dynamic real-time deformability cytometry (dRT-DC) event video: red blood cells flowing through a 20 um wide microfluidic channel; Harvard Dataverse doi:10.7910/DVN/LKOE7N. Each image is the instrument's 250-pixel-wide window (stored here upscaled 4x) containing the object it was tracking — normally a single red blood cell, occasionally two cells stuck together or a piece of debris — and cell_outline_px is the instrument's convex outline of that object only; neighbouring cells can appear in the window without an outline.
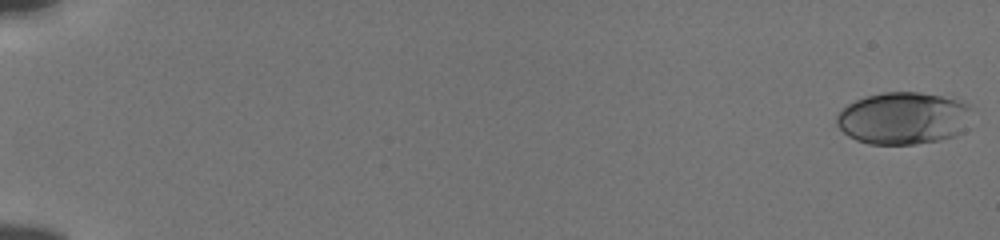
{"species": "human", "species_latin": "Homo sapiens", "temperature_condition": "cold", "stored_images_in_passage": 56, "camera_frame_rate_fps": 3000, "um_per_image_px": 0.085, "donor": {"sex": "male"}, "frame": {"image": 1, "passage_image": 1, "time_ms": 0.0, "image_size_px": [1000, 240], "cell_outline_px": [[972, 108], [960, 132], [956, 136], [940, 140], [912, 144], [868, 144], [856, 140], [848, 136], [836, 124], [836, 116], [848, 104], [856, 100], [868, 96], [884, 92], [920, 92], [940, 96], [956, 100], [968, 104]], "centroid_in_image_um": [76.74, 10.05], "position_along_channel_um": 8.3, "area_um2": 40.75}}
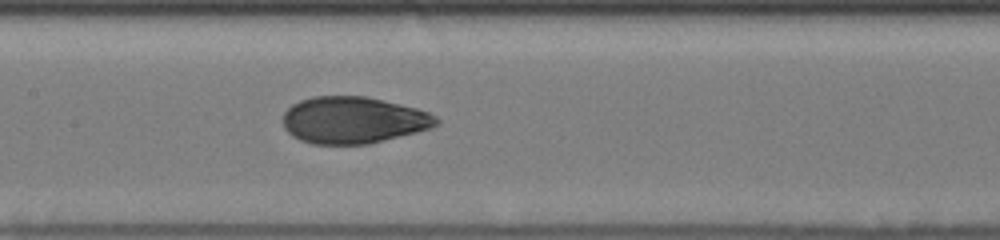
{"frame": {"image": 2, "passage_image": 30, "time_ms": 9.667, "image_size_px": [1000, 240], "cell_outline_px": [[440, 120], [432, 128], [368, 144], [312, 144], [300, 140], [292, 136], [284, 128], [284, 112], [292, 104], [300, 100], [312, 96], [368, 96], [416, 108], [428, 112], [436, 116]], "centroid_in_image_um": [30.02, 10.2], "position_along_channel_um": 177.4, "area_um2": 41.85}}
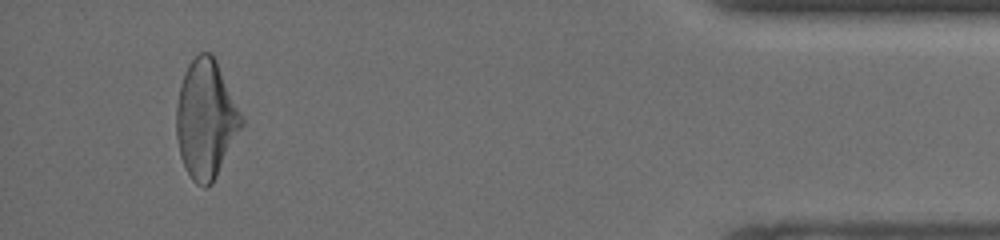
{"frame": {"image": 3, "passage_image": 53, "time_ms": 17.333, "image_size_px": [1000, 240], "cell_outline_px": [[244, 124], [212, 184], [204, 188], [196, 184], [192, 180], [184, 168], [180, 156], [176, 136], [176, 108], [180, 84], [184, 72], [188, 64], [200, 52], [212, 52], [216, 60], [244, 120]], "centroid_in_image_um": [17.48, 10.15], "position_along_channel_um": 417.7, "area_um2": 44.97}, "authors_computed_cell_mechanics": {"area_um2": 42.3963, "velocity_mm_per_s": 3.8289, "shape_relaxation_time_tau1_ms": 3.3666, "shape_relaxation_time_tau2_ms": 1.1522, "deformation_change_tau1": 0.151, "deformation_change_tau2": 0.0583}}